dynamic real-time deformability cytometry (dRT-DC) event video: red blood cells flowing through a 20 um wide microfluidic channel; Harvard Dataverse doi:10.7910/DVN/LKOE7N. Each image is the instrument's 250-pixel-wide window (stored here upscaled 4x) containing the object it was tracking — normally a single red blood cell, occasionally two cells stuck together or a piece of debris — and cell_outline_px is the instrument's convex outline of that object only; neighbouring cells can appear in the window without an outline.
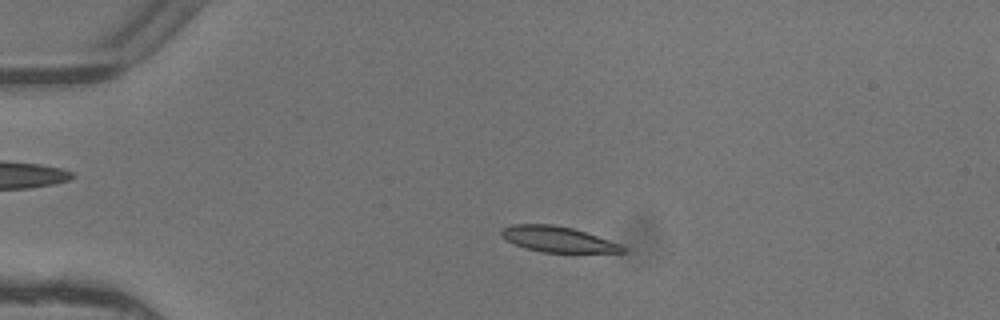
{"species": "common noctule bat (a hibernating species)", "species_latin": "Nyctalus noctula", "temperature_condition": "warm", "stored_images_in_passage": 3, "camera_frame_rate_fps": 3000, "um_per_image_px": 0.085, "animal": {"sex": "female"}, "frame": {"image": 1, "passage_image": 2, "time_ms": 0.333, "image_size_px": [1000, 320], "cell_outline_px": [[624, 252], [544, 252], [528, 248], [516, 244], [508, 240], [500, 232], [504, 228], [512, 224], [552, 224], [572, 228], [620, 244], [624, 248]], "centroid_in_image_um": [47.4, 20.32], "position_along_channel_um": 37.6, "area_um2": 17.46}}